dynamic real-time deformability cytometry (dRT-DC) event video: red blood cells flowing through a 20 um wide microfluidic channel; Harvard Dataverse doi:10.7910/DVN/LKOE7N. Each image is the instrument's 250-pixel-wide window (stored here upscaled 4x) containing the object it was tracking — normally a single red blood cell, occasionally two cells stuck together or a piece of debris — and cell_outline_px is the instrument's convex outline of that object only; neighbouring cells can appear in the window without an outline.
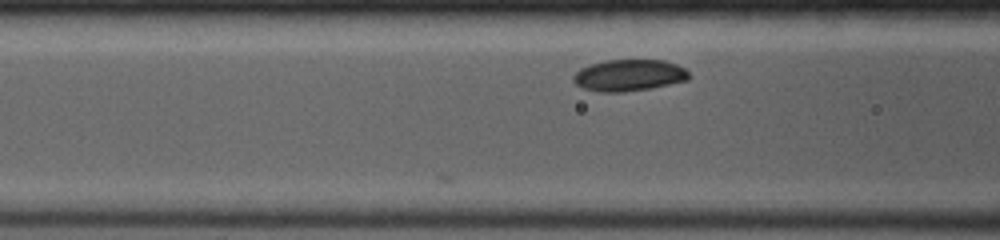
{"species": "common noctule bat (a hibernating species)", "species_latin": "Nyctalus noctula", "temperature_condition": "room temperature", "stored_images_in_passage": 5, "camera_frame_rate_fps": 4000, "um_per_image_px": 0.085, "animal": {"sex": "female", "body_mass_g": 19.0, "forearm_length_mm": 53.3}, "frame": {"image": 1, "passage_image": 5, "time_ms": 1.5, "image_size_px": [1000, 240], "cell_outline_px": [[692, 76], [688, 80], [648, 88], [624, 92], [600, 92], [584, 88], [576, 84], [572, 80], [572, 76], [580, 68], [592, 64], [608, 60], [664, 60], [676, 64], [684, 68]], "centroid_in_image_um": [53.46, 6.4], "position_along_channel_um": 113.1, "area_um2": 21.15}}